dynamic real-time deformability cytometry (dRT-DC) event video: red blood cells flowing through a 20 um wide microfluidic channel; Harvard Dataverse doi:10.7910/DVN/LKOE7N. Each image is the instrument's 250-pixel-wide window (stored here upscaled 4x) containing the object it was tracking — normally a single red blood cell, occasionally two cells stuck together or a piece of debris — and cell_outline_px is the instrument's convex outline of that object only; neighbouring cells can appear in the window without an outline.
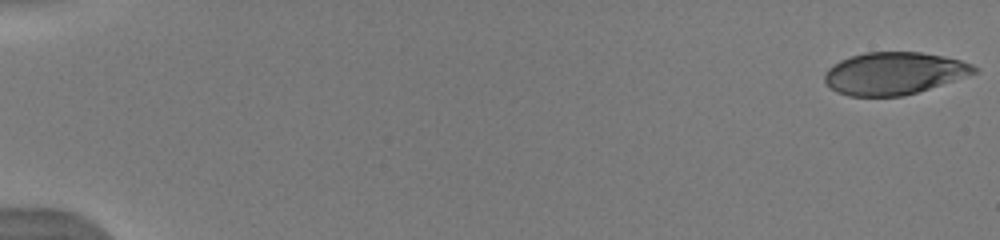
{"species": "human", "species_latin": "Homo sapiens", "temperature_condition": "warm", "stored_images_in_passage": 17, "camera_frame_rate_fps": 3000, "um_per_image_px": 0.085, "donor": {"sex": "male"}, "frame": {"image": 1, "passage_image": 1, "time_ms": 0.0, "image_size_px": [1000, 240], "cell_outline_px": [[976, 72], [904, 96], [848, 96], [836, 92], [824, 80], [824, 72], [828, 68], [840, 60], [864, 52], [920, 52], [944, 56], [960, 60], [972, 64], [976, 68]], "centroid_in_image_um": [75.93, 6.23], "position_along_channel_um": 9.1, "area_um2": 36.47}}
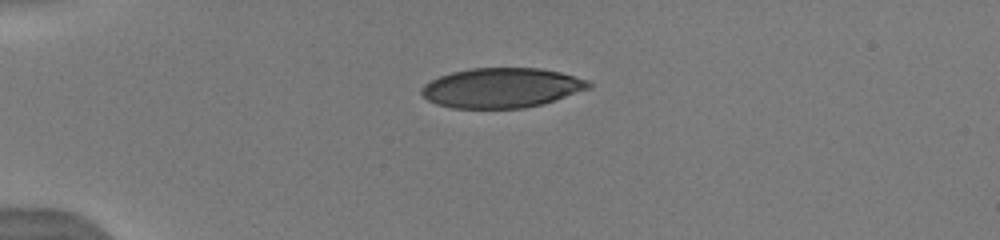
{"frame": {"image": 2, "passage_image": 11, "time_ms": 4.333, "image_size_px": [1000, 240], "cell_outline_px": [[592, 88], [540, 104], [524, 108], [452, 108], [436, 104], [428, 100], [420, 92], [420, 88], [424, 84], [440, 76], [452, 72], [468, 68], [540, 68], [560, 72], [576, 76], [588, 80], [592, 84]], "centroid_in_image_um": [42.63, 7.46], "position_along_channel_um": 42.4, "area_um2": 38.78}}